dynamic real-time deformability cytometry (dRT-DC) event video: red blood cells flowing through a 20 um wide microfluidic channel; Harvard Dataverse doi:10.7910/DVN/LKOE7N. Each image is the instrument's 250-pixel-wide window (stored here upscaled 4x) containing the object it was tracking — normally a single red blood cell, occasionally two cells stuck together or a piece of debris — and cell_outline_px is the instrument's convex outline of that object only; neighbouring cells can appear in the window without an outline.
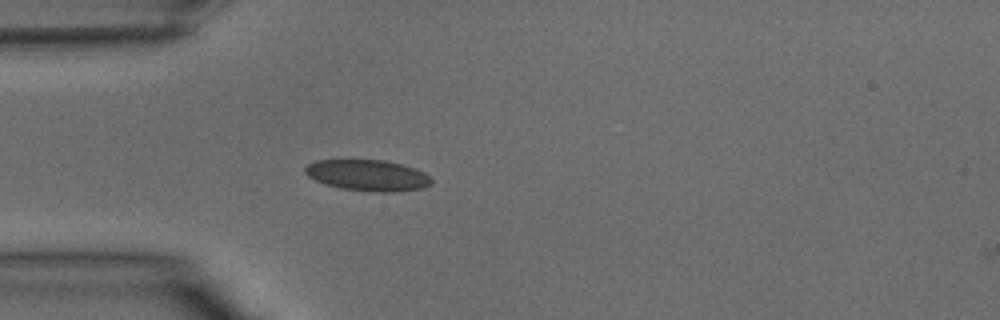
{"species": "common noctule bat (a hibernating species)", "species_latin": "Nyctalus noctula", "temperature_condition": "warm", "stored_images_in_passage": 2, "camera_frame_rate_fps": 3000, "um_per_image_px": 0.085, "animal": {"sex": "male", "body_mass_g": 15.6}, "frame": {"image": 1, "passage_image": 1, "time_ms": 0.0, "image_size_px": [1000, 320], "cell_outline_px": [[432, 184], [424, 188], [392, 192], [376, 192], [340, 188], [324, 184], [308, 176], [304, 172], [304, 168], [308, 164], [316, 160], [384, 160], [400, 164], [424, 172], [432, 180]], "centroid_in_image_um": [31.24, 14.91], "position_along_channel_um": 53.8, "area_um2": 22.83}}